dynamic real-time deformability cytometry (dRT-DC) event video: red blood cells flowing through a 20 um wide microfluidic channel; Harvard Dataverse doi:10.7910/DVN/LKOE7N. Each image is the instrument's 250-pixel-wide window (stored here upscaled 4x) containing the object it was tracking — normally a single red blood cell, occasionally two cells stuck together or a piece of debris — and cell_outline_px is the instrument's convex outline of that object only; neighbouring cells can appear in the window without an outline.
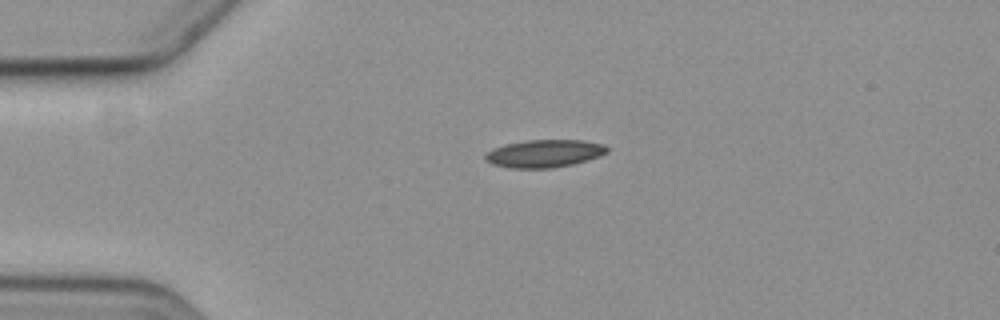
{"species": "common noctule bat (a hibernating species)", "species_latin": "Nyctalus noctula", "temperature_condition": "cold", "stored_images_in_passage": 2, "camera_frame_rate_fps": 3000, "um_per_image_px": 0.085, "animal": {"sex": "female", "body_mass_g": 19.3, "forearm_length_mm": 54.1}, "frame": {"image": 1, "passage_image": 1, "time_ms": 0.0, "image_size_px": [1000, 320], "cell_outline_px": [[608, 152], [600, 156], [588, 160], [572, 164], [552, 168], [508, 168], [492, 164], [484, 160], [484, 156], [488, 152], [504, 144], [528, 140], [584, 140], [604, 144], [608, 148]], "centroid_in_image_um": [46.28, 13.05], "position_along_channel_um": 38.7, "area_um2": 19.71}}